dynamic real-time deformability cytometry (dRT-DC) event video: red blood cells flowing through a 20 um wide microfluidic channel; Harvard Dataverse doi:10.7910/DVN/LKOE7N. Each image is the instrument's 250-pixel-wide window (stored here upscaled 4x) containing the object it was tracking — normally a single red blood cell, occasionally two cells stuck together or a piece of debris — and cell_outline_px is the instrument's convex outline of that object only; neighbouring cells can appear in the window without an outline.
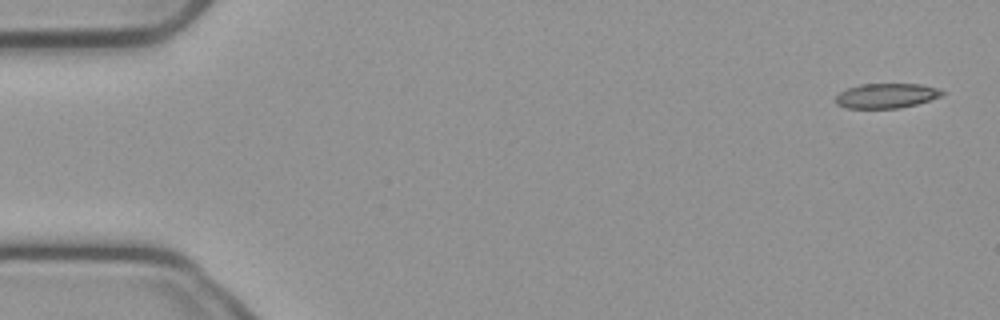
{"species": "common noctule bat (a hibernating species)", "species_latin": "Nyctalus noctula", "temperature_condition": "cold", "stored_images_in_passage": 5, "camera_frame_rate_fps": 3000, "um_per_image_px": 0.085, "animal": {"sex": "male", "body_mass_g": 23.1, "forearm_length_mm": 52.7}, "frame": {"image": 1, "passage_image": 1, "time_ms": 0.0, "image_size_px": [1000, 320], "cell_outline_px": [[944, 92], [940, 96], [916, 104], [900, 108], [844, 108], [836, 104], [836, 96], [840, 92], [848, 88], [860, 84], [920, 84], [936, 88]], "centroid_in_image_um": [75.29, 8.14], "position_along_channel_um": 9.7, "area_um2": 15.2}}
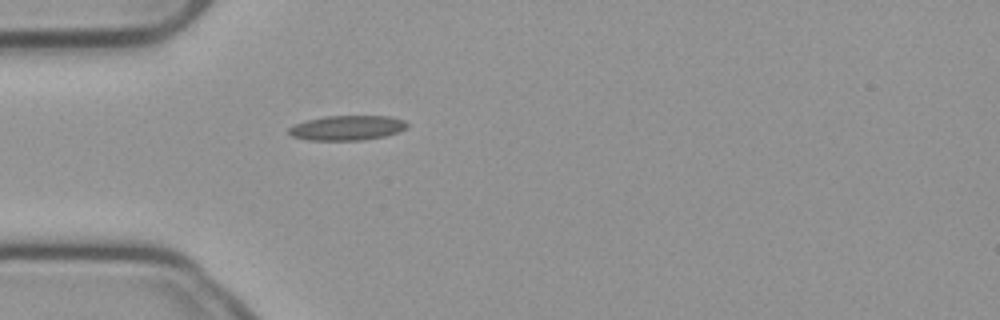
{"frame": {"image": 2, "passage_image": 5, "time_ms": 1.333, "image_size_px": [1000, 320], "cell_outline_px": [[408, 124], [404, 128], [396, 132], [384, 136], [360, 140], [308, 140], [292, 136], [288, 132], [288, 128], [296, 124], [308, 120], [324, 116], [388, 116], [404, 120]], "centroid_in_image_um": [29.47, 10.86], "position_along_channel_um": 55.5, "area_um2": 16.82}}